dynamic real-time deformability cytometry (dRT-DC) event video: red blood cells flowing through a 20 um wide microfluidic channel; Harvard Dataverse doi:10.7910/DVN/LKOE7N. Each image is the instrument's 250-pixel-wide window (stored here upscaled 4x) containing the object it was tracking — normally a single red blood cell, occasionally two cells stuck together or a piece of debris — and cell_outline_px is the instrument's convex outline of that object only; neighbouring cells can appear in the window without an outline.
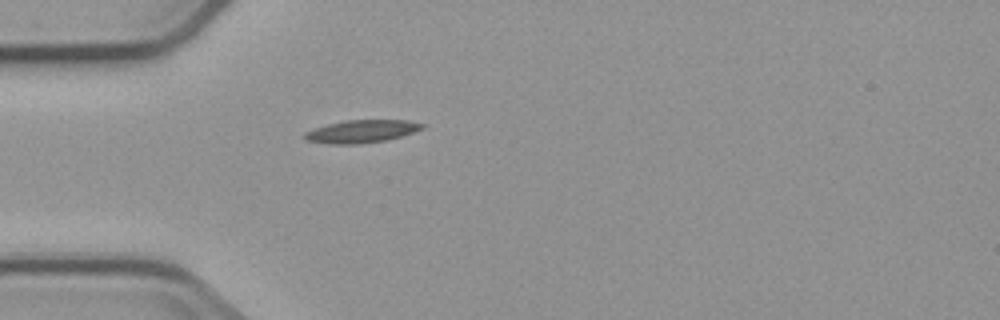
{"species": "common noctule bat (a hibernating species)", "species_latin": "Nyctalus noctula", "temperature_condition": "cold", "stored_images_in_passage": 1, "camera_frame_rate_fps": 3000, "um_per_image_px": 0.085, "animal": {"sex": "male", "body_mass_g": 23.1, "forearm_length_mm": 52.7}, "frame": {"image": 1, "passage_image": 1, "time_ms": 0.0, "image_size_px": [1000, 320], "cell_outline_px": [[424, 128], [400, 136], [384, 140], [360, 144], [328, 144], [304, 140], [300, 136], [304, 132], [328, 124], [344, 120], [408, 120], [424, 124]], "centroid_in_image_um": [30.66, 11.17], "position_along_channel_um": 54.3, "area_um2": 15.61}}